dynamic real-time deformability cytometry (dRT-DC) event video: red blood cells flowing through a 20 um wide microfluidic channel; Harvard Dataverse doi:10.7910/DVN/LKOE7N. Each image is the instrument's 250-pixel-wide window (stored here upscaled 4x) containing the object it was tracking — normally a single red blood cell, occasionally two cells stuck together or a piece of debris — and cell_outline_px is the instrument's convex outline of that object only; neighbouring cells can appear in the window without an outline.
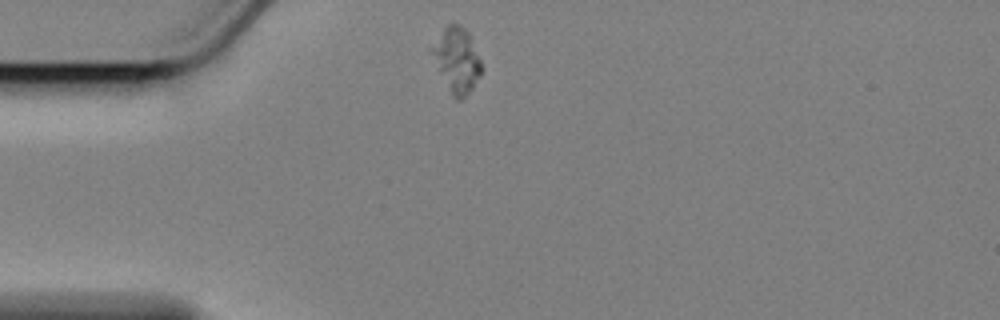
{"species": "Egyptian fruit bat (a non-hibernating species)", "species_latin": "Rousettus aegyptiacus", "temperature_condition": "cold", "stored_images_in_passage": 49, "camera_frame_rate_fps": 3000, "um_per_image_px": 0.085, "animal": {"sex": "female"}, "frame": {"image": 1, "passage_image": 1, "time_ms": 0.0, "image_size_px": [1000, 320], "cell_outline_px": [[484, 68], [480, 76], [472, 88], [460, 100], [456, 100], [452, 96], [428, 48], [444, 28], [448, 24], [460, 24], [468, 32]], "centroid_in_image_um": [38.82, 5.08], "position_along_channel_um": 46.2, "area_um2": 18.55}}
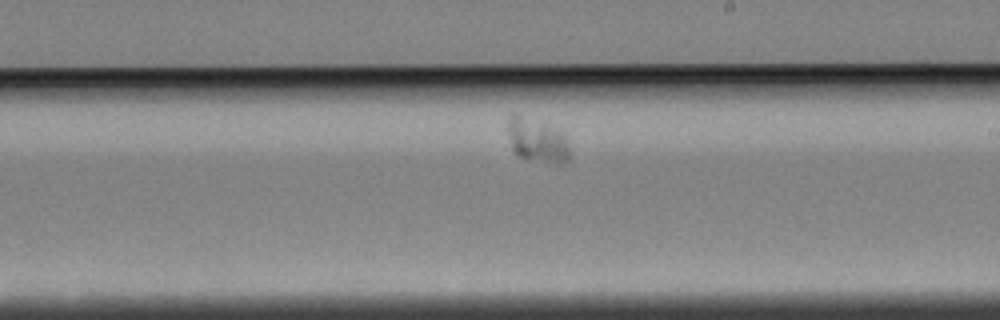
{"frame": {"image": 2, "passage_image": 22, "time_ms": 7.0, "image_size_px": [1000, 320], "cell_outline_px": [[572, 156], [564, 164], [552, 164], [516, 156], [512, 152], [508, 132], [508, 116], [512, 112], [564, 128]], "centroid_in_image_um": [45.72, 11.91], "position_along_channel_um": 243.3, "area_um2": 17.05}}
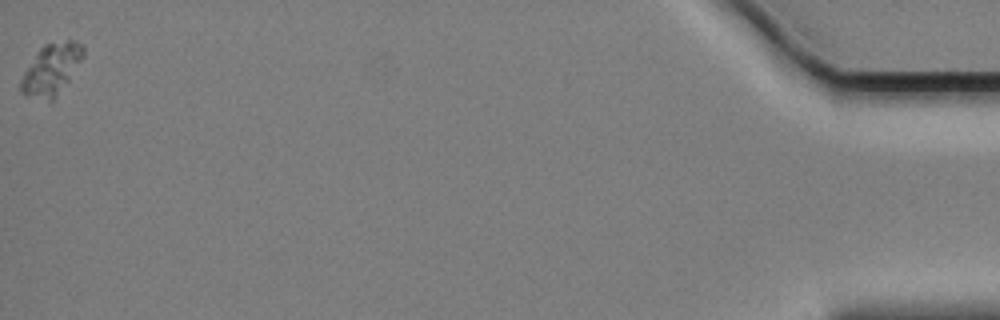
{"frame": {"image": 3, "passage_image": 49, "time_ms": 16.0, "image_size_px": [1000, 320], "cell_outline_px": [[84, 56], [52, 104], [28, 96], [20, 92], [20, 80], [24, 72], [36, 52], [44, 44], [68, 40], [72, 40], [84, 44]], "centroid_in_image_um": [4.35, 5.93], "position_along_channel_um": 430.8, "area_um2": 18.84}}